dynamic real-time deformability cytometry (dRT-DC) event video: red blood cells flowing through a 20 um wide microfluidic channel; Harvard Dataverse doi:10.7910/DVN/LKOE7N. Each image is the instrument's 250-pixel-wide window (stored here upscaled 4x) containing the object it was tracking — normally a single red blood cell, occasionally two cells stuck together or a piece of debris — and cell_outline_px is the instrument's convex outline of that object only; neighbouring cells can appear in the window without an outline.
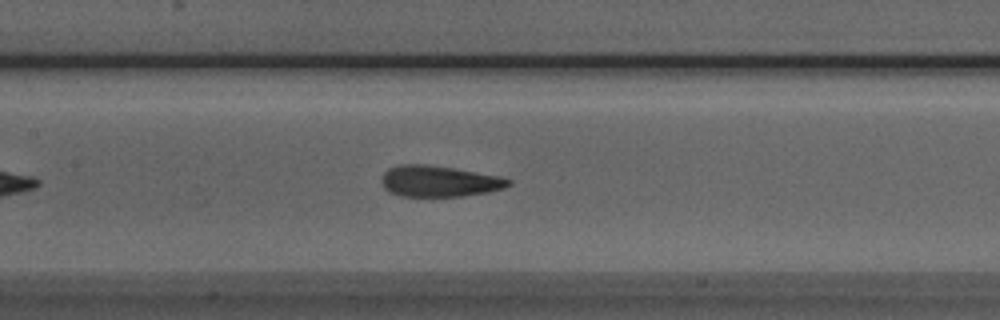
{"species": "Egyptian fruit bat (a non-hibernating species)", "species_latin": "Rousettus aegyptiacus", "temperature_condition": "room temperature", "stored_images_in_passage": 27, "camera_frame_rate_fps": 3000, "um_per_image_px": 0.085, "animal": {"sex": "male"}, "frame": {"image": 1, "passage_image": 14, "time_ms": 4.333, "image_size_px": [1000, 320], "cell_outline_px": [[512, 184], [504, 188], [488, 192], [464, 196], [400, 196], [388, 192], [384, 188], [380, 180], [380, 176], [388, 168], [400, 164], [428, 164], [500, 176], [512, 180]], "centroid_in_image_um": [37.29, 15.4], "position_along_channel_um": 170.1, "area_um2": 23.24}}
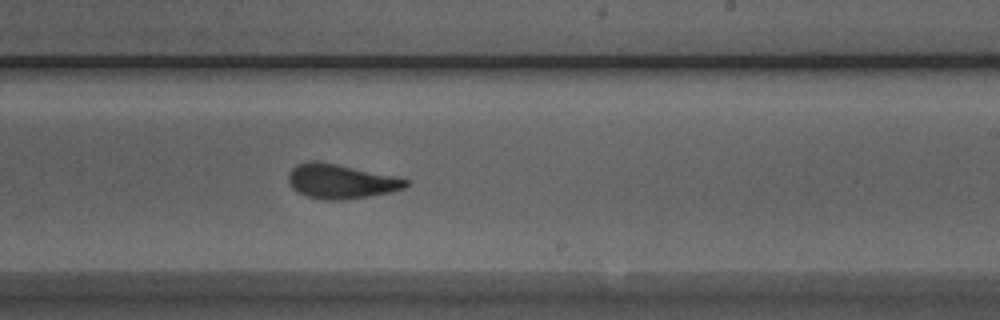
{"frame": {"image": 2, "passage_image": 21, "time_ms": 6.667, "image_size_px": [1000, 320], "cell_outline_px": [[408, 184], [404, 188], [392, 192], [344, 200], [324, 200], [308, 196], [292, 188], [288, 180], [288, 172], [296, 164], [308, 160], [316, 160], [336, 164], [392, 176], [408, 180]], "centroid_in_image_um": [28.92, 15.41], "position_along_channel_um": 260.1, "area_um2": 23.35}}
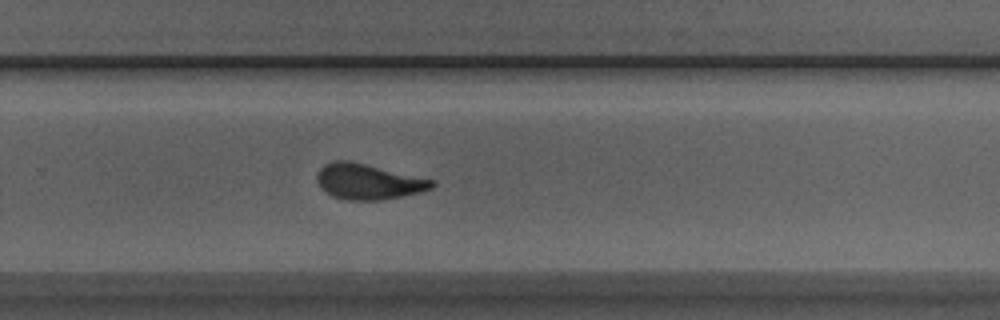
{"frame": {"image": 3, "passage_image": 24, "time_ms": 7.667, "image_size_px": [1000, 320], "cell_outline_px": [[436, 184], [432, 188], [420, 192], [380, 200], [348, 200], [332, 196], [316, 180], [316, 172], [324, 164], [332, 160], [348, 160], [436, 180]], "centroid_in_image_um": [31.31, 15.42], "position_along_channel_um": 298.5, "area_um2": 23.7}}